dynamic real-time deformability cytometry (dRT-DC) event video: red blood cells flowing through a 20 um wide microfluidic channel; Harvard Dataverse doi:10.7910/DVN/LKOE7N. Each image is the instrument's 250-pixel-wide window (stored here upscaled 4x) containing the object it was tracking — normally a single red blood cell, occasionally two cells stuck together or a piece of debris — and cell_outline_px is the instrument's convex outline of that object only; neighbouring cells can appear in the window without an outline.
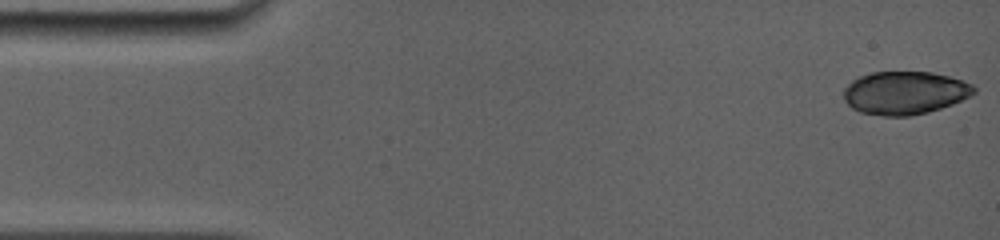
{"species": "common noctule bat (a hibernating species)", "species_latin": "Nyctalus noctula", "temperature_condition": "room temperature", "stored_images_in_passage": 12, "camera_frame_rate_fps": 5000, "um_per_image_px": 0.085, "animal": {"sex": "female", "body_mass_g": 19.0, "forearm_length_mm": 56.7}, "frame": {"image": 1, "passage_image": 1, "time_ms": 0.0, "image_size_px": [1000, 240], "cell_outline_px": [[976, 92], [972, 96], [952, 104], [928, 112], [912, 116], [884, 116], [860, 112], [852, 108], [844, 100], [844, 88], [852, 80], [860, 76], [872, 72], [932, 72], [948, 76], [972, 84], [976, 88]], "centroid_in_image_um": [76.91, 7.9], "position_along_channel_um": 8.1, "area_um2": 32.77}}